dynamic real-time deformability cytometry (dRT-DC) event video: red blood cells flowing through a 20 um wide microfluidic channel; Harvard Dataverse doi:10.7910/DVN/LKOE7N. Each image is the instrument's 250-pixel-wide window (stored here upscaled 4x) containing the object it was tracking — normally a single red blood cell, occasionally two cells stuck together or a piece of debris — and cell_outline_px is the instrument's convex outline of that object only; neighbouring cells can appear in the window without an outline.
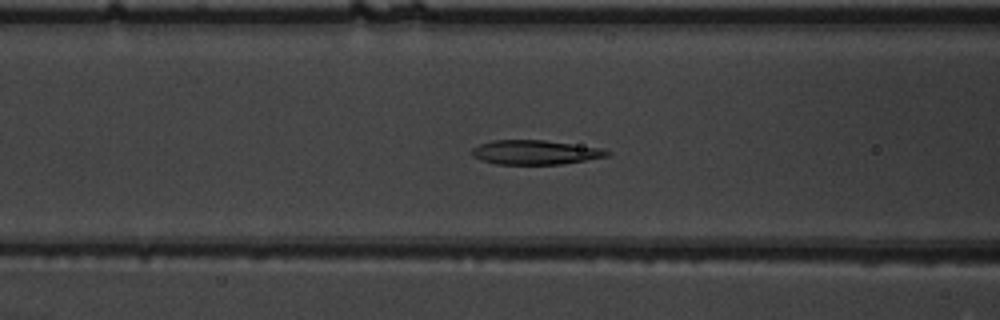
{"species": "common noctule bat (a hibernating species)", "species_latin": "Nyctalus noctula", "temperature_condition": "warm", "stored_images_in_passage": 42, "camera_frame_rate_fps": 3000, "um_per_image_px": 0.085, "animal": {"sex": "male", "body_mass_g": 19.5, "forearm_length_mm": 54.6}, "frame": {"image": 1, "passage_image": 11, "time_ms": 3.333, "image_size_px": [1000, 320], "cell_outline_px": [[612, 152], [608, 156], [560, 164], [496, 164], [480, 160], [472, 156], [472, 148], [480, 144], [492, 140], [544, 140], [600, 148]], "centroid_in_image_um": [45.45, 12.94], "position_along_channel_um": 121.2, "area_um2": 19.02}}
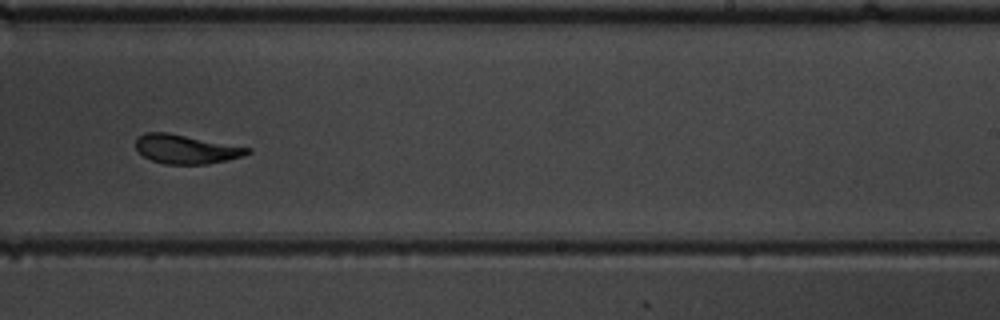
{"frame": {"image": 2, "passage_image": 23, "time_ms": 7.333, "image_size_px": [1000, 320], "cell_outline_px": [[252, 152], [244, 156], [228, 160], [208, 164], [164, 164], [152, 160], [144, 156], [136, 148], [136, 140], [144, 132], [168, 132], [252, 148]], "centroid_in_image_um": [15.86, 12.68], "position_along_channel_um": 273.1, "area_um2": 18.96}}
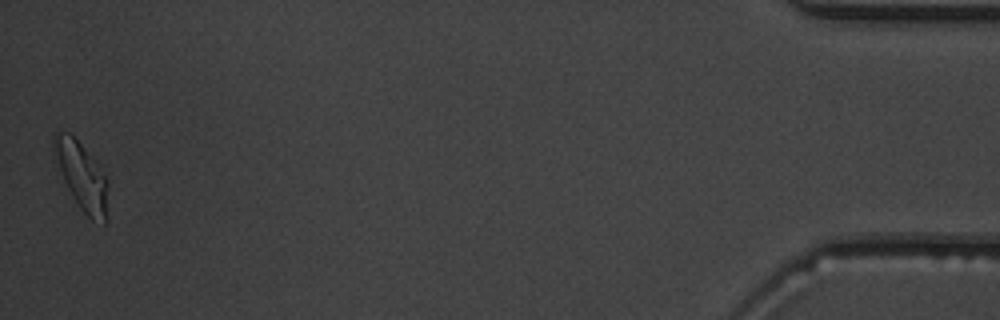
{"frame": {"image": 3, "passage_image": 42, "time_ms": 13.667, "image_size_px": [1000, 320], "cell_outline_px": [[108, 180], [104, 224], [92, 220], [80, 208], [68, 188], [64, 180], [52, 152], [52, 136], [56, 132], [68, 132], [80, 144]], "centroid_in_image_um": [6.89, 14.94], "position_along_channel_um": 428.3, "area_um2": 20.46}, "authors_computed_cell_mechanics": {"area_um2": 19.4497, "velocity_mm_per_s": 3.8182, "shape_relaxation_time_tau1_ms": 4.8742, "shape_relaxation_time_tau2_ms": 1.2335, "deformation_change_tau1": 0.1724, "deformation_change_tau2": 0.0666}}